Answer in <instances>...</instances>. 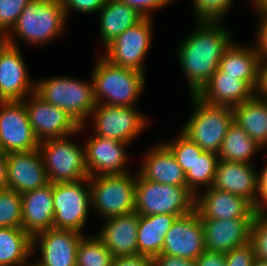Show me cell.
<instances>
[{
    "mask_svg": "<svg viewBox=\"0 0 267 266\" xmlns=\"http://www.w3.org/2000/svg\"><path fill=\"white\" fill-rule=\"evenodd\" d=\"M196 24V30L183 38L176 48L190 95H196L210 80L219 67L224 51L232 42V32L223 22Z\"/></svg>",
    "mask_w": 267,
    "mask_h": 266,
    "instance_id": "6da1fadb",
    "label": "cell"
},
{
    "mask_svg": "<svg viewBox=\"0 0 267 266\" xmlns=\"http://www.w3.org/2000/svg\"><path fill=\"white\" fill-rule=\"evenodd\" d=\"M67 20L61 0H31L4 37L15 47L18 37L24 43L42 46L64 32Z\"/></svg>",
    "mask_w": 267,
    "mask_h": 266,
    "instance_id": "7a4b0ae2",
    "label": "cell"
},
{
    "mask_svg": "<svg viewBox=\"0 0 267 266\" xmlns=\"http://www.w3.org/2000/svg\"><path fill=\"white\" fill-rule=\"evenodd\" d=\"M145 74L116 66L102 55L92 70L96 104L135 107L145 85Z\"/></svg>",
    "mask_w": 267,
    "mask_h": 266,
    "instance_id": "3957f363",
    "label": "cell"
},
{
    "mask_svg": "<svg viewBox=\"0 0 267 266\" xmlns=\"http://www.w3.org/2000/svg\"><path fill=\"white\" fill-rule=\"evenodd\" d=\"M35 93L66 111L83 129L96 106L92 78L89 82L66 76L39 79L35 81Z\"/></svg>",
    "mask_w": 267,
    "mask_h": 266,
    "instance_id": "277c9868",
    "label": "cell"
},
{
    "mask_svg": "<svg viewBox=\"0 0 267 266\" xmlns=\"http://www.w3.org/2000/svg\"><path fill=\"white\" fill-rule=\"evenodd\" d=\"M192 115L181 132L203 151L218 154L229 126L234 122V112L228 106H214L190 95Z\"/></svg>",
    "mask_w": 267,
    "mask_h": 266,
    "instance_id": "5b68a950",
    "label": "cell"
},
{
    "mask_svg": "<svg viewBox=\"0 0 267 266\" xmlns=\"http://www.w3.org/2000/svg\"><path fill=\"white\" fill-rule=\"evenodd\" d=\"M195 210V195L187 186H173L144 179L138 172L135 211L139 215L170 214L178 218Z\"/></svg>",
    "mask_w": 267,
    "mask_h": 266,
    "instance_id": "8992f818",
    "label": "cell"
},
{
    "mask_svg": "<svg viewBox=\"0 0 267 266\" xmlns=\"http://www.w3.org/2000/svg\"><path fill=\"white\" fill-rule=\"evenodd\" d=\"M132 174L89 177L92 209L104 219L134 212L137 173Z\"/></svg>",
    "mask_w": 267,
    "mask_h": 266,
    "instance_id": "52a82bcc",
    "label": "cell"
},
{
    "mask_svg": "<svg viewBox=\"0 0 267 266\" xmlns=\"http://www.w3.org/2000/svg\"><path fill=\"white\" fill-rule=\"evenodd\" d=\"M38 149L49 183L77 182L89 178L84 146L69 140L68 136L41 141Z\"/></svg>",
    "mask_w": 267,
    "mask_h": 266,
    "instance_id": "ba28073f",
    "label": "cell"
},
{
    "mask_svg": "<svg viewBox=\"0 0 267 266\" xmlns=\"http://www.w3.org/2000/svg\"><path fill=\"white\" fill-rule=\"evenodd\" d=\"M53 228L84 233L91 206L89 178L53 183Z\"/></svg>",
    "mask_w": 267,
    "mask_h": 266,
    "instance_id": "9c48e42d",
    "label": "cell"
},
{
    "mask_svg": "<svg viewBox=\"0 0 267 266\" xmlns=\"http://www.w3.org/2000/svg\"><path fill=\"white\" fill-rule=\"evenodd\" d=\"M146 117L136 107L96 104L88 119L93 134L130 144L148 126Z\"/></svg>",
    "mask_w": 267,
    "mask_h": 266,
    "instance_id": "30bf717a",
    "label": "cell"
},
{
    "mask_svg": "<svg viewBox=\"0 0 267 266\" xmlns=\"http://www.w3.org/2000/svg\"><path fill=\"white\" fill-rule=\"evenodd\" d=\"M151 17H145L112 41L101 54L110 63L145 74L144 62L151 47L153 26Z\"/></svg>",
    "mask_w": 267,
    "mask_h": 266,
    "instance_id": "8fae6325",
    "label": "cell"
},
{
    "mask_svg": "<svg viewBox=\"0 0 267 266\" xmlns=\"http://www.w3.org/2000/svg\"><path fill=\"white\" fill-rule=\"evenodd\" d=\"M23 102L26 105L32 131L39 142L65 136L70 137V135H77L83 131L82 126L66 111L49 104L35 92L25 98Z\"/></svg>",
    "mask_w": 267,
    "mask_h": 266,
    "instance_id": "7c38bea8",
    "label": "cell"
},
{
    "mask_svg": "<svg viewBox=\"0 0 267 266\" xmlns=\"http://www.w3.org/2000/svg\"><path fill=\"white\" fill-rule=\"evenodd\" d=\"M0 141L6 154L38 149L23 101H0Z\"/></svg>",
    "mask_w": 267,
    "mask_h": 266,
    "instance_id": "4fadbf2b",
    "label": "cell"
},
{
    "mask_svg": "<svg viewBox=\"0 0 267 266\" xmlns=\"http://www.w3.org/2000/svg\"><path fill=\"white\" fill-rule=\"evenodd\" d=\"M84 144L85 166L89 177L102 175H119L130 172L127 166L126 147L114 139L104 138L92 134Z\"/></svg>",
    "mask_w": 267,
    "mask_h": 266,
    "instance_id": "5bb4252c",
    "label": "cell"
},
{
    "mask_svg": "<svg viewBox=\"0 0 267 266\" xmlns=\"http://www.w3.org/2000/svg\"><path fill=\"white\" fill-rule=\"evenodd\" d=\"M86 234L51 228L32 237V251L39 246L40 258L34 266H76V253ZM39 242V243H38ZM37 244V245H36Z\"/></svg>",
    "mask_w": 267,
    "mask_h": 266,
    "instance_id": "9a60e30c",
    "label": "cell"
},
{
    "mask_svg": "<svg viewBox=\"0 0 267 266\" xmlns=\"http://www.w3.org/2000/svg\"><path fill=\"white\" fill-rule=\"evenodd\" d=\"M204 251L202 220L198 212L193 210L172 224L165 235L161 253L196 260Z\"/></svg>",
    "mask_w": 267,
    "mask_h": 266,
    "instance_id": "2e32d148",
    "label": "cell"
},
{
    "mask_svg": "<svg viewBox=\"0 0 267 266\" xmlns=\"http://www.w3.org/2000/svg\"><path fill=\"white\" fill-rule=\"evenodd\" d=\"M19 47L7 44L0 54V101H23L35 92Z\"/></svg>",
    "mask_w": 267,
    "mask_h": 266,
    "instance_id": "e0dca14e",
    "label": "cell"
},
{
    "mask_svg": "<svg viewBox=\"0 0 267 266\" xmlns=\"http://www.w3.org/2000/svg\"><path fill=\"white\" fill-rule=\"evenodd\" d=\"M211 187L244 197L259 209V172L253 163L219 160Z\"/></svg>",
    "mask_w": 267,
    "mask_h": 266,
    "instance_id": "ac0fdd59",
    "label": "cell"
},
{
    "mask_svg": "<svg viewBox=\"0 0 267 266\" xmlns=\"http://www.w3.org/2000/svg\"><path fill=\"white\" fill-rule=\"evenodd\" d=\"M195 210L201 219L217 220L255 218L258 212L244 197L212 187L195 196Z\"/></svg>",
    "mask_w": 267,
    "mask_h": 266,
    "instance_id": "d6986e66",
    "label": "cell"
},
{
    "mask_svg": "<svg viewBox=\"0 0 267 266\" xmlns=\"http://www.w3.org/2000/svg\"><path fill=\"white\" fill-rule=\"evenodd\" d=\"M254 219H201L205 250L226 253L250 243Z\"/></svg>",
    "mask_w": 267,
    "mask_h": 266,
    "instance_id": "ffe728a7",
    "label": "cell"
},
{
    "mask_svg": "<svg viewBox=\"0 0 267 266\" xmlns=\"http://www.w3.org/2000/svg\"><path fill=\"white\" fill-rule=\"evenodd\" d=\"M8 189L18 194L49 184L39 149L6 154Z\"/></svg>",
    "mask_w": 267,
    "mask_h": 266,
    "instance_id": "44dd1931",
    "label": "cell"
},
{
    "mask_svg": "<svg viewBox=\"0 0 267 266\" xmlns=\"http://www.w3.org/2000/svg\"><path fill=\"white\" fill-rule=\"evenodd\" d=\"M255 94L256 91L246 81L238 79V76L225 75L217 69L195 96L209 105L233 108Z\"/></svg>",
    "mask_w": 267,
    "mask_h": 266,
    "instance_id": "7402d4cb",
    "label": "cell"
},
{
    "mask_svg": "<svg viewBox=\"0 0 267 266\" xmlns=\"http://www.w3.org/2000/svg\"><path fill=\"white\" fill-rule=\"evenodd\" d=\"M139 219L136 211L106 218L96 236L114 257L137 255Z\"/></svg>",
    "mask_w": 267,
    "mask_h": 266,
    "instance_id": "603a6c76",
    "label": "cell"
},
{
    "mask_svg": "<svg viewBox=\"0 0 267 266\" xmlns=\"http://www.w3.org/2000/svg\"><path fill=\"white\" fill-rule=\"evenodd\" d=\"M22 229L31 237L53 228V183L21 194Z\"/></svg>",
    "mask_w": 267,
    "mask_h": 266,
    "instance_id": "cb8c5ba5",
    "label": "cell"
},
{
    "mask_svg": "<svg viewBox=\"0 0 267 266\" xmlns=\"http://www.w3.org/2000/svg\"><path fill=\"white\" fill-rule=\"evenodd\" d=\"M144 156L137 171L144 179L165 185L186 186L185 173L163 142L148 149Z\"/></svg>",
    "mask_w": 267,
    "mask_h": 266,
    "instance_id": "d4e9b609",
    "label": "cell"
},
{
    "mask_svg": "<svg viewBox=\"0 0 267 266\" xmlns=\"http://www.w3.org/2000/svg\"><path fill=\"white\" fill-rule=\"evenodd\" d=\"M253 46H241L232 41L224 51L218 69L225 75L238 76V79L246 81L256 91L262 63Z\"/></svg>",
    "mask_w": 267,
    "mask_h": 266,
    "instance_id": "484cf974",
    "label": "cell"
},
{
    "mask_svg": "<svg viewBox=\"0 0 267 266\" xmlns=\"http://www.w3.org/2000/svg\"><path fill=\"white\" fill-rule=\"evenodd\" d=\"M100 37L106 48L128 28L142 21L143 16L138 10L119 0H107L99 10Z\"/></svg>",
    "mask_w": 267,
    "mask_h": 266,
    "instance_id": "4316f807",
    "label": "cell"
},
{
    "mask_svg": "<svg viewBox=\"0 0 267 266\" xmlns=\"http://www.w3.org/2000/svg\"><path fill=\"white\" fill-rule=\"evenodd\" d=\"M178 217L170 214L140 215L137 254L155 258L162 252L164 238Z\"/></svg>",
    "mask_w": 267,
    "mask_h": 266,
    "instance_id": "83f0119b",
    "label": "cell"
},
{
    "mask_svg": "<svg viewBox=\"0 0 267 266\" xmlns=\"http://www.w3.org/2000/svg\"><path fill=\"white\" fill-rule=\"evenodd\" d=\"M234 122L239 125L248 136L265 149L267 147V101L257 94L234 106Z\"/></svg>",
    "mask_w": 267,
    "mask_h": 266,
    "instance_id": "f1b7e54d",
    "label": "cell"
},
{
    "mask_svg": "<svg viewBox=\"0 0 267 266\" xmlns=\"http://www.w3.org/2000/svg\"><path fill=\"white\" fill-rule=\"evenodd\" d=\"M32 237L22 228H0V266H29Z\"/></svg>",
    "mask_w": 267,
    "mask_h": 266,
    "instance_id": "f546056e",
    "label": "cell"
},
{
    "mask_svg": "<svg viewBox=\"0 0 267 266\" xmlns=\"http://www.w3.org/2000/svg\"><path fill=\"white\" fill-rule=\"evenodd\" d=\"M261 149L263 148L255 143L239 125L233 122L223 139L218 157L219 160L252 164L253 155Z\"/></svg>",
    "mask_w": 267,
    "mask_h": 266,
    "instance_id": "4dcf8cb0",
    "label": "cell"
},
{
    "mask_svg": "<svg viewBox=\"0 0 267 266\" xmlns=\"http://www.w3.org/2000/svg\"><path fill=\"white\" fill-rule=\"evenodd\" d=\"M218 162V154L203 151L185 174L186 186L195 196L199 193L200 187L206 189L212 186Z\"/></svg>",
    "mask_w": 267,
    "mask_h": 266,
    "instance_id": "1f68e13d",
    "label": "cell"
},
{
    "mask_svg": "<svg viewBox=\"0 0 267 266\" xmlns=\"http://www.w3.org/2000/svg\"><path fill=\"white\" fill-rule=\"evenodd\" d=\"M114 256L95 235H85L77 248L76 266H111Z\"/></svg>",
    "mask_w": 267,
    "mask_h": 266,
    "instance_id": "d6a6232c",
    "label": "cell"
},
{
    "mask_svg": "<svg viewBox=\"0 0 267 266\" xmlns=\"http://www.w3.org/2000/svg\"><path fill=\"white\" fill-rule=\"evenodd\" d=\"M0 228H22V197L11 189L0 191Z\"/></svg>",
    "mask_w": 267,
    "mask_h": 266,
    "instance_id": "836d02e7",
    "label": "cell"
},
{
    "mask_svg": "<svg viewBox=\"0 0 267 266\" xmlns=\"http://www.w3.org/2000/svg\"><path fill=\"white\" fill-rule=\"evenodd\" d=\"M174 155L177 163L181 166L183 172L186 174L195 163L197 157L201 155L203 150L181 131L177 138L173 141L163 142Z\"/></svg>",
    "mask_w": 267,
    "mask_h": 266,
    "instance_id": "e575fe53",
    "label": "cell"
},
{
    "mask_svg": "<svg viewBox=\"0 0 267 266\" xmlns=\"http://www.w3.org/2000/svg\"><path fill=\"white\" fill-rule=\"evenodd\" d=\"M192 2L196 22L222 23L234 0H192Z\"/></svg>",
    "mask_w": 267,
    "mask_h": 266,
    "instance_id": "d590c367",
    "label": "cell"
},
{
    "mask_svg": "<svg viewBox=\"0 0 267 266\" xmlns=\"http://www.w3.org/2000/svg\"><path fill=\"white\" fill-rule=\"evenodd\" d=\"M31 0H0V36L16 24L18 16Z\"/></svg>",
    "mask_w": 267,
    "mask_h": 266,
    "instance_id": "8d00e7d4",
    "label": "cell"
},
{
    "mask_svg": "<svg viewBox=\"0 0 267 266\" xmlns=\"http://www.w3.org/2000/svg\"><path fill=\"white\" fill-rule=\"evenodd\" d=\"M251 242L255 247L256 258L267 261V214L257 212L252 225Z\"/></svg>",
    "mask_w": 267,
    "mask_h": 266,
    "instance_id": "74e56055",
    "label": "cell"
},
{
    "mask_svg": "<svg viewBox=\"0 0 267 266\" xmlns=\"http://www.w3.org/2000/svg\"><path fill=\"white\" fill-rule=\"evenodd\" d=\"M256 259L252 242L225 253L226 266H253Z\"/></svg>",
    "mask_w": 267,
    "mask_h": 266,
    "instance_id": "f35d334b",
    "label": "cell"
},
{
    "mask_svg": "<svg viewBox=\"0 0 267 266\" xmlns=\"http://www.w3.org/2000/svg\"><path fill=\"white\" fill-rule=\"evenodd\" d=\"M106 1L107 0H61L66 18L69 17L68 15L71 10L84 14L97 13L106 4Z\"/></svg>",
    "mask_w": 267,
    "mask_h": 266,
    "instance_id": "ab89813d",
    "label": "cell"
},
{
    "mask_svg": "<svg viewBox=\"0 0 267 266\" xmlns=\"http://www.w3.org/2000/svg\"><path fill=\"white\" fill-rule=\"evenodd\" d=\"M126 3L128 6L138 10L143 16L151 17L152 13L156 10L165 8L174 0H119Z\"/></svg>",
    "mask_w": 267,
    "mask_h": 266,
    "instance_id": "60d3db41",
    "label": "cell"
},
{
    "mask_svg": "<svg viewBox=\"0 0 267 266\" xmlns=\"http://www.w3.org/2000/svg\"><path fill=\"white\" fill-rule=\"evenodd\" d=\"M255 48L262 64L267 63V14H259Z\"/></svg>",
    "mask_w": 267,
    "mask_h": 266,
    "instance_id": "b9f144b4",
    "label": "cell"
},
{
    "mask_svg": "<svg viewBox=\"0 0 267 266\" xmlns=\"http://www.w3.org/2000/svg\"><path fill=\"white\" fill-rule=\"evenodd\" d=\"M152 266H196L195 260L160 253L152 259Z\"/></svg>",
    "mask_w": 267,
    "mask_h": 266,
    "instance_id": "7bdbcfd3",
    "label": "cell"
},
{
    "mask_svg": "<svg viewBox=\"0 0 267 266\" xmlns=\"http://www.w3.org/2000/svg\"><path fill=\"white\" fill-rule=\"evenodd\" d=\"M111 266H152V258L144 255L114 257Z\"/></svg>",
    "mask_w": 267,
    "mask_h": 266,
    "instance_id": "ee69618b",
    "label": "cell"
},
{
    "mask_svg": "<svg viewBox=\"0 0 267 266\" xmlns=\"http://www.w3.org/2000/svg\"><path fill=\"white\" fill-rule=\"evenodd\" d=\"M195 262L196 266H226L225 253L205 250Z\"/></svg>",
    "mask_w": 267,
    "mask_h": 266,
    "instance_id": "f6af8a7d",
    "label": "cell"
},
{
    "mask_svg": "<svg viewBox=\"0 0 267 266\" xmlns=\"http://www.w3.org/2000/svg\"><path fill=\"white\" fill-rule=\"evenodd\" d=\"M266 165L259 171V209L267 214V161Z\"/></svg>",
    "mask_w": 267,
    "mask_h": 266,
    "instance_id": "bcb514c9",
    "label": "cell"
},
{
    "mask_svg": "<svg viewBox=\"0 0 267 266\" xmlns=\"http://www.w3.org/2000/svg\"><path fill=\"white\" fill-rule=\"evenodd\" d=\"M256 94L267 101V63L262 64L260 69V79Z\"/></svg>",
    "mask_w": 267,
    "mask_h": 266,
    "instance_id": "7dc6e473",
    "label": "cell"
},
{
    "mask_svg": "<svg viewBox=\"0 0 267 266\" xmlns=\"http://www.w3.org/2000/svg\"><path fill=\"white\" fill-rule=\"evenodd\" d=\"M8 189L7 160L0 157V191Z\"/></svg>",
    "mask_w": 267,
    "mask_h": 266,
    "instance_id": "c3c4849f",
    "label": "cell"
},
{
    "mask_svg": "<svg viewBox=\"0 0 267 266\" xmlns=\"http://www.w3.org/2000/svg\"><path fill=\"white\" fill-rule=\"evenodd\" d=\"M249 1V0H248ZM255 7L257 14H267V0H250L249 1Z\"/></svg>",
    "mask_w": 267,
    "mask_h": 266,
    "instance_id": "681fc988",
    "label": "cell"
},
{
    "mask_svg": "<svg viewBox=\"0 0 267 266\" xmlns=\"http://www.w3.org/2000/svg\"><path fill=\"white\" fill-rule=\"evenodd\" d=\"M253 266H267V261L256 258L253 263Z\"/></svg>",
    "mask_w": 267,
    "mask_h": 266,
    "instance_id": "f907efd6",
    "label": "cell"
},
{
    "mask_svg": "<svg viewBox=\"0 0 267 266\" xmlns=\"http://www.w3.org/2000/svg\"><path fill=\"white\" fill-rule=\"evenodd\" d=\"M8 44L4 36H0V54L1 50Z\"/></svg>",
    "mask_w": 267,
    "mask_h": 266,
    "instance_id": "816d5d0a",
    "label": "cell"
},
{
    "mask_svg": "<svg viewBox=\"0 0 267 266\" xmlns=\"http://www.w3.org/2000/svg\"><path fill=\"white\" fill-rule=\"evenodd\" d=\"M6 156V152L4 151L1 141H0V157H5Z\"/></svg>",
    "mask_w": 267,
    "mask_h": 266,
    "instance_id": "f5cc1de1",
    "label": "cell"
}]
</instances>
